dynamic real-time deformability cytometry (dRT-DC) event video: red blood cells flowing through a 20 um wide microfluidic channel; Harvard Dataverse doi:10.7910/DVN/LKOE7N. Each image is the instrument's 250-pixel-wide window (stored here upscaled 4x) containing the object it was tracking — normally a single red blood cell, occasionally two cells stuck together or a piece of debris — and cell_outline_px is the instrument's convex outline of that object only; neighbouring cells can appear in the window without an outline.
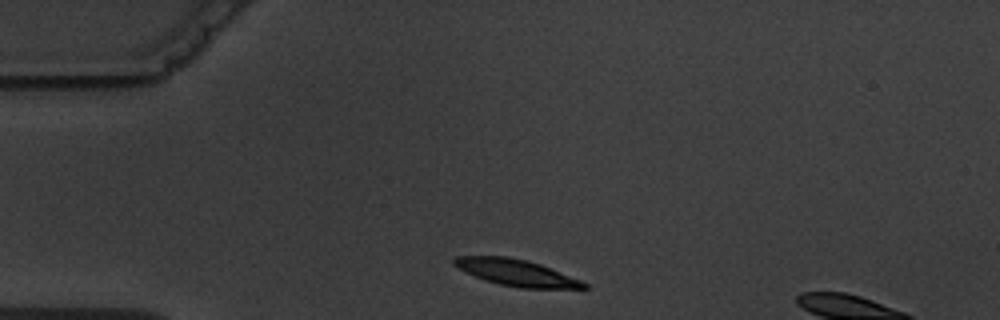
{"species": "common noctule bat (a hibernating species)", "species_latin": "Nyctalus noctula", "temperature_condition": "warm", "stored_images_in_passage": 2, "camera_frame_rate_fps": 3000, "um_per_image_px": 0.085, "animal": {"sex": "male", "body_mass_g": 19.5, "forearm_length_mm": 54.6}, "frame": {"image": 1, "passage_image": 1, "time_ms": 0.0, "image_size_px": [1000, 320], "cell_outline_px": [[588, 288], [520, 288], [500, 284], [484, 280], [464, 272], [456, 268], [452, 264], [452, 260], [456, 256], [508, 256], [528, 260], [540, 264], [580, 280], [588, 284]], "centroid_in_image_um": [43.82, 23.16], "position_along_channel_um": 41.2, "area_um2": 20.06}}